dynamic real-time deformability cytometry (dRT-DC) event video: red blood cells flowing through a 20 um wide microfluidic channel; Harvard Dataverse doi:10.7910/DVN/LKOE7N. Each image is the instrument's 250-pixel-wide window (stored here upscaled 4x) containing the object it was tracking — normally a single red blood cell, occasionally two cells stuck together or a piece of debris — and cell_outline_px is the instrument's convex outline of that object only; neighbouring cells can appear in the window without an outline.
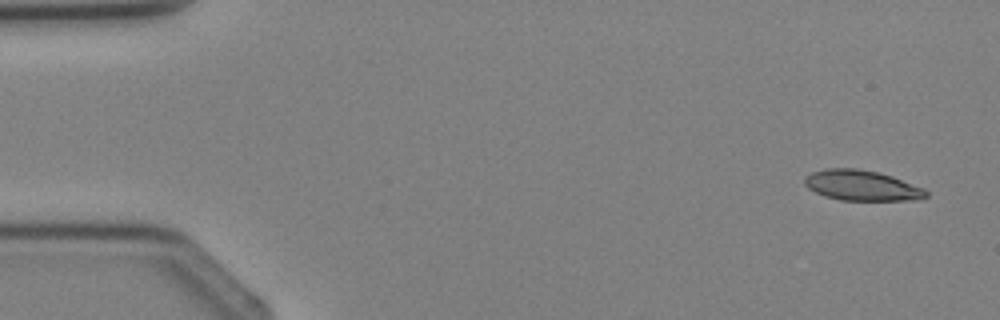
{"species": "Egyptian fruit bat (a non-hibernating species)", "species_latin": "Rousettus aegyptiacus", "temperature_condition": "cold", "stored_images_in_passage": 4, "segment_of_instrument_passage": [1, 2], "camera_frame_rate_fps": 3000, "um_per_image_px": 0.085, "animal": {"sex": "female"}, "frame": {"image": 1, "passage_image": 1, "time_ms": 0.0, "image_size_px": [1000, 320], "cell_outline_px": [[928, 196], [920, 200], [840, 200], [816, 192], [808, 188], [804, 184], [804, 176], [812, 172], [824, 168], [856, 168], [880, 172], [892, 176], [924, 188], [928, 192]], "centroid_in_image_um": [73.27, 15.75], "position_along_channel_um": 11.7, "area_um2": 21.62}}